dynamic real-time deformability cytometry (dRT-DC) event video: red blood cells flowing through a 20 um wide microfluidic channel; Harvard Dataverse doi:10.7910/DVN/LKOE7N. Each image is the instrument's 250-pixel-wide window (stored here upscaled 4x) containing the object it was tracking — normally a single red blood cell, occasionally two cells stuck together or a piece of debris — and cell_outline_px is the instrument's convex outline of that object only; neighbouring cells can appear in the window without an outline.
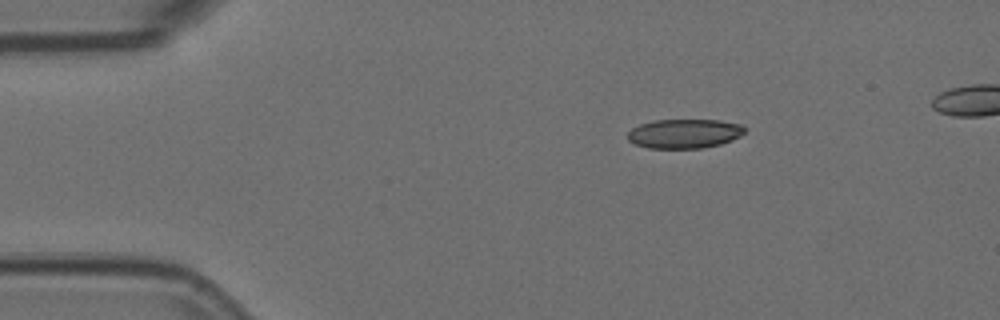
{"species": "Egyptian fruit bat (a non-hibernating species)", "species_latin": "Rousettus aegyptiacus", "temperature_condition": "room temperature", "stored_images_in_passage": 4, "camera_frame_rate_fps": 3000, "um_per_image_px": 0.085, "animal": {"sex": "female"}, "frame": {"image": 1, "passage_image": 1, "time_ms": 0.0, "image_size_px": [1000, 320], "cell_outline_px": [[744, 132], [740, 136], [732, 140], [720, 144], [704, 148], [648, 148], [636, 144], [628, 140], [628, 132], [632, 128], [640, 124], [652, 120], [720, 120], [744, 124]], "centroid_in_image_um": [58.19, 11.35], "position_along_channel_um": 26.8, "area_um2": 20.06}}